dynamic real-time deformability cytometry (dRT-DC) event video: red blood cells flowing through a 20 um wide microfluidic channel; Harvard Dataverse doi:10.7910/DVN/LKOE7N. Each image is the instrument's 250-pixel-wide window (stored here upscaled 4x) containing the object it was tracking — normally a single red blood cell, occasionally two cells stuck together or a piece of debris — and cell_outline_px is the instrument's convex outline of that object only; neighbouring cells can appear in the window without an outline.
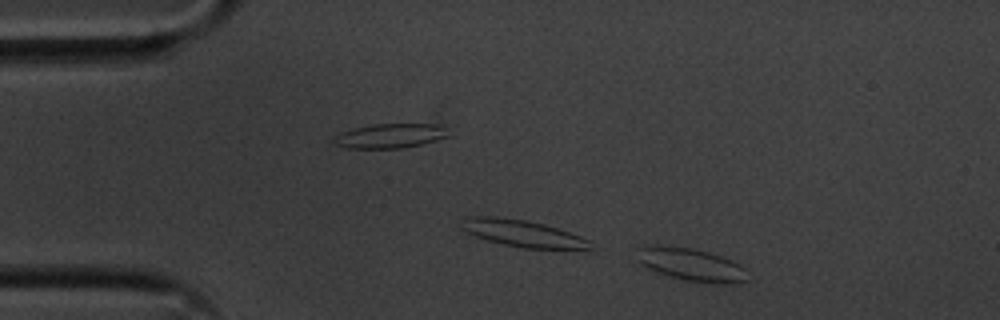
{"species": "common noctule bat (a hibernating species)", "species_latin": "Nyctalus noctula", "temperature_condition": "cold", "stored_images_in_passage": 9, "segment_of_instrument_passage": [1, 2], "camera_frame_rate_fps": 3000, "um_per_image_px": 0.085, "animal": {"sex": "male", "body_mass_g": 20.1, "forearm_length_mm": 53.5}, "frame": {"image": 1, "passage_image": 1, "time_ms": 0.0, "image_size_px": [1000, 320], "cell_outline_px": [[748, 280], [740, 284], [712, 284], [684, 280], [648, 268], [632, 260], [636, 248], [656, 244], [692, 248], [708, 252], [732, 260], [740, 264], [744, 268]], "centroid_in_image_um": [58.7, 22.48], "position_along_channel_um": 26.3, "area_um2": 21.68}}